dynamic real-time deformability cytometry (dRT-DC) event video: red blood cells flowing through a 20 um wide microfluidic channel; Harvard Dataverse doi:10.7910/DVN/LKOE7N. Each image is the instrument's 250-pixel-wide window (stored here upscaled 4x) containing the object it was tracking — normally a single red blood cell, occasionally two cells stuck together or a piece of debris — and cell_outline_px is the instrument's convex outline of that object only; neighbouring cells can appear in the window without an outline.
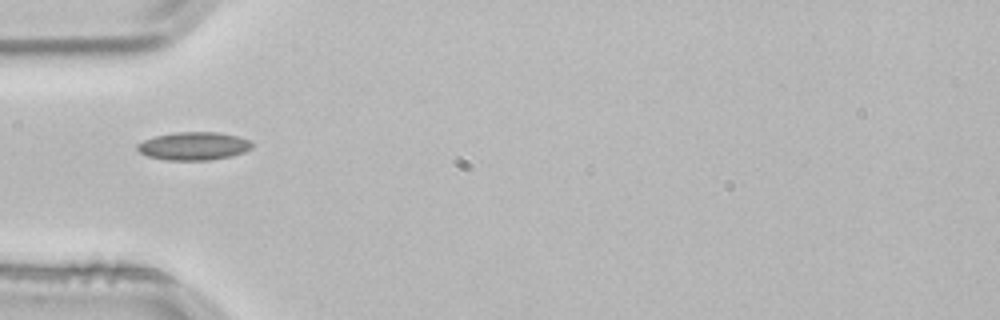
{"species": "common noctule bat (a hibernating species)", "species_latin": "Nyctalus noctula", "temperature_condition": "room temperature", "stored_images_in_passage": 1, "camera_frame_rate_fps": 3000, "um_per_image_px": 0.085, "animal": {"sex": "male", "body_mass_g": 21.5, "forearm_length_mm": 52.0}, "frame": {"image": 1, "passage_image": 1, "time_ms": 0.0, "image_size_px": [1000, 320], "cell_outline_px": [[252, 148], [244, 152], [232, 156], [208, 160], [164, 160], [148, 156], [140, 152], [136, 148], [136, 144], [144, 140], [156, 136], [176, 132], [216, 132], [236, 136], [248, 140], [252, 144]], "centroid_in_image_um": [16.44, 12.42], "position_along_channel_um": 68.6, "area_um2": 18.67}}